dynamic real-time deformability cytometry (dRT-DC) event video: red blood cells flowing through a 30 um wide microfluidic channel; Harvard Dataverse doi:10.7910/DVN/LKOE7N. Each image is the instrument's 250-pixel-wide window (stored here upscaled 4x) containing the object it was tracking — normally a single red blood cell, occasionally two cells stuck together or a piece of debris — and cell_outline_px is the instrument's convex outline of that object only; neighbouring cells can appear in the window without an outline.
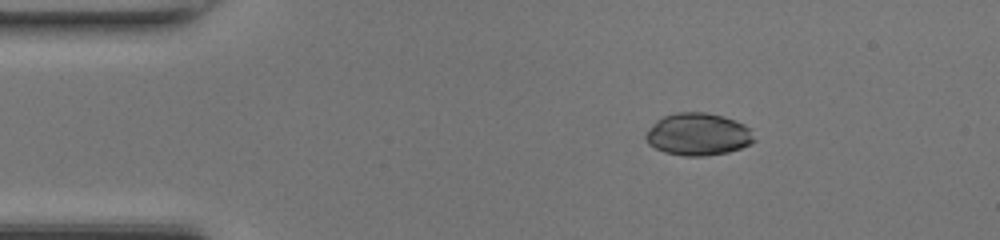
{"species": "common noctule bat (a hibernating species)", "species_latin": "Nyctalus noctula", "temperature_condition": "room temperature", "stored_images_in_passage": 41, "camera_frame_rate_fps": 3000, "um_per_image_px": 0.085, "animal": {"sex": "female", "body_mass_g": 17.0, "forearm_length_mm": 48.0}, "frame": {"image": 1, "passage_image": 1, "time_ms": 0.0, "image_size_px": [1000, 240], "cell_outline_px": [[756, 140], [740, 148], [728, 152], [704, 156], [684, 156], [664, 152], [648, 144], [644, 136], [648, 128], [656, 120], [664, 116], [676, 112], [704, 112], [720, 116], [744, 124], [748, 128]], "centroid_in_image_um": [59.28, 11.42], "position_along_channel_um": 25.7, "area_um2": 26.59}}
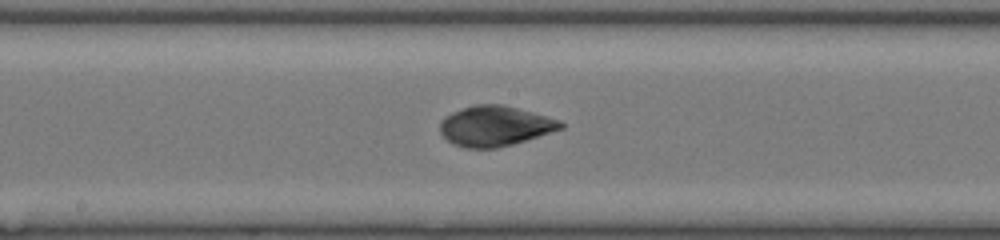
{"frame": {"image": 2, "passage_image": 18, "time_ms": 5.667, "image_size_px": [1000, 240], "cell_outline_px": [[564, 128], [512, 144], [496, 148], [464, 148], [452, 144], [440, 132], [440, 124], [444, 116], [452, 112], [476, 104], [504, 104], [560, 120], [564, 124]], "centroid_in_image_um": [42.06, 10.71], "position_along_channel_um": 206.1, "area_um2": 28.15}}
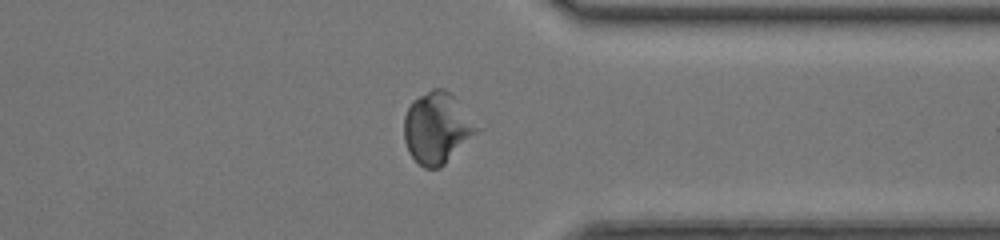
{"frame": {"image": 3, "passage_image": 30, "time_ms": 9.667, "image_size_px": [1000, 240], "cell_outline_px": [[484, 128], [440, 168], [424, 168], [408, 152], [404, 140], [404, 116], [412, 100], [432, 88], [444, 88]], "centroid_in_image_um": [37.19, 10.88], "position_along_channel_um": 374.2, "area_um2": 30.52}, "authors_computed_cell_mechanics": {"area_um2": 28.4954, "velocity_mm_per_s": 4.3383, "shape_relaxation_time_tau1_ms": 4.8182, "shape_relaxation_time_tau2_ms": 1.4994, "deformation_change_tau1": 0.11, "deformation_change_tau2": 0.0505}}